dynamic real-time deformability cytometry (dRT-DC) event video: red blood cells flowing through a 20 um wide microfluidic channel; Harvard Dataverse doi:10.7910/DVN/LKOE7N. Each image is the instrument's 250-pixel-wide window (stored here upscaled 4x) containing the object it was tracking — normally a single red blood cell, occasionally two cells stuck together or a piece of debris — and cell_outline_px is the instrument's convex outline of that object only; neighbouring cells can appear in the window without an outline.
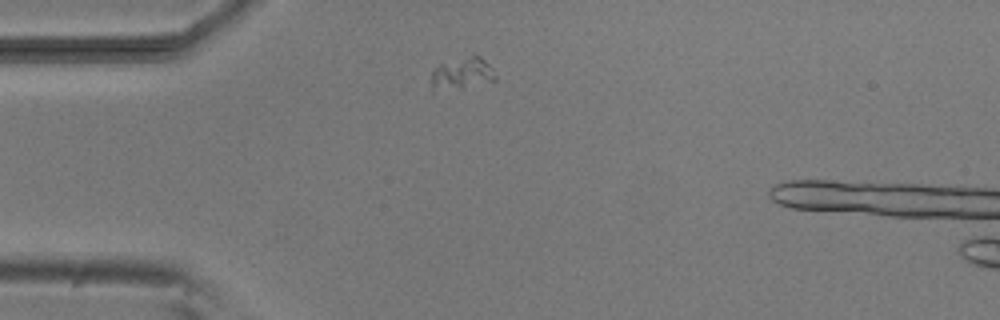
{"species": "common noctule bat (a hibernating species)", "species_latin": "Nyctalus noctula", "temperature_condition": "room temperature", "stored_images_in_passage": 7, "camera_frame_rate_fps": 3000, "um_per_image_px": 0.085, "animal": {"sex": "male", "body_mass_g": 20.5, "forearm_length_mm": 52.5}, "frame": {"image": 1, "passage_image": 1, "time_ms": 0.0, "image_size_px": [1000, 320], "cell_outline_px": [[496, 80], [464, 88], [432, 92], [432, 68], [440, 64], [472, 56], [480, 56], [488, 64], [496, 76]], "centroid_in_image_um": [39.23, 6.3], "position_along_channel_um": 45.8, "area_um2": 11.79}}
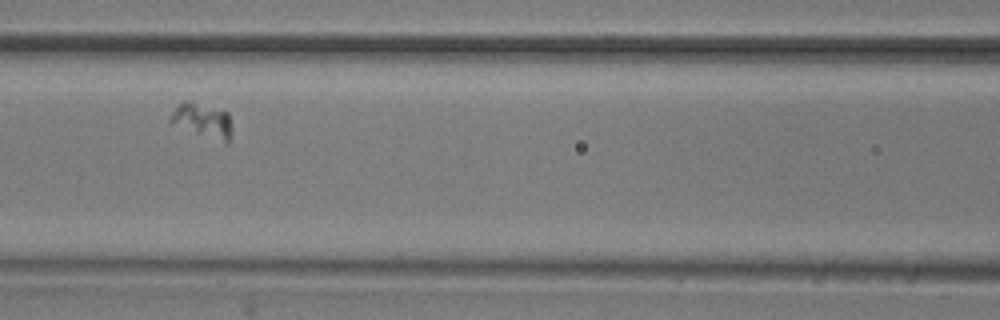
{"frame": {"image": 2, "passage_image": 4, "time_ms": 3.333, "image_size_px": [1000, 320], "cell_outline_px": [[228, 144], [168, 124], [168, 120], [176, 108], [184, 100], [188, 100], [228, 112]], "centroid_in_image_um": [17.12, 10.24], "position_along_channel_um": 149.5, "area_um2": 11.96}}
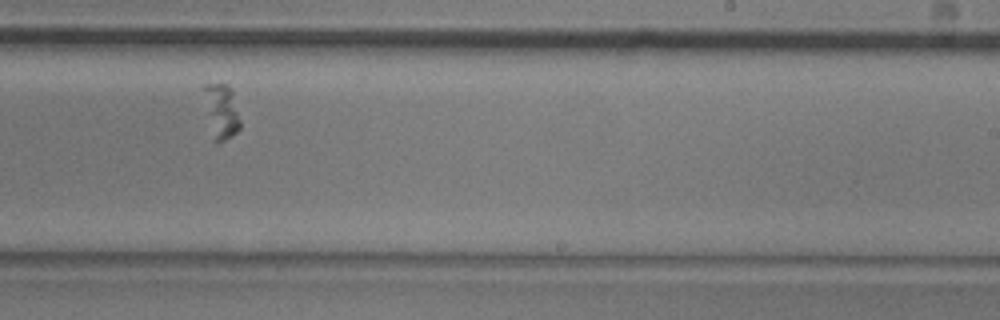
{"frame": {"image": 3, "passage_image": 7, "time_ms": 6.667, "image_size_px": [1000, 320], "cell_outline_px": [[240, 128], [232, 136], [216, 144], [200, 88], [204, 84], [228, 84], [232, 88], [240, 120]], "centroid_in_image_um": [18.8, 9.39], "position_along_channel_um": 270.2, "area_um2": 11.68}}